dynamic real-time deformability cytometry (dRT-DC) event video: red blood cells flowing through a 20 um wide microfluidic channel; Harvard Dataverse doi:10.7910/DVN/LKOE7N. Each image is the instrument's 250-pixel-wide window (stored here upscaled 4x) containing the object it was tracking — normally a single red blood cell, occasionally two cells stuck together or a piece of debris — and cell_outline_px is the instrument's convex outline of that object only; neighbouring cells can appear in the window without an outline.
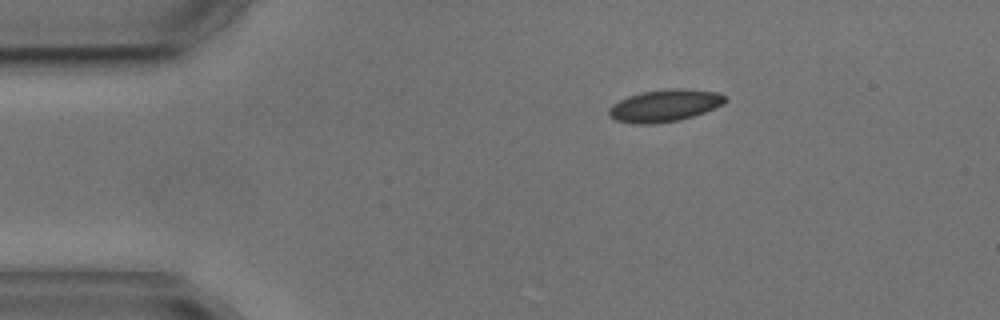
{"species": "common noctule bat (a hibernating species)", "species_latin": "Nyctalus noctula", "temperature_condition": "cold", "stored_images_in_passage": 3, "camera_frame_rate_fps": 3000, "um_per_image_px": 0.085, "animal": {"sex": "male", "body_mass_g": 17.9, "forearm_length_mm": 54.2}, "frame": {"image": 1, "passage_image": 1, "time_ms": 0.0, "image_size_px": [1000, 320], "cell_outline_px": [[728, 100], [724, 104], [704, 112], [692, 116], [676, 120], [652, 124], [636, 124], [616, 120], [608, 116], [608, 108], [612, 104], [628, 96], [644, 92], [668, 88], [688, 88], [720, 92], [728, 96]], "centroid_in_image_um": [56.54, 8.95], "position_along_channel_um": 28.5, "area_um2": 21.96}}
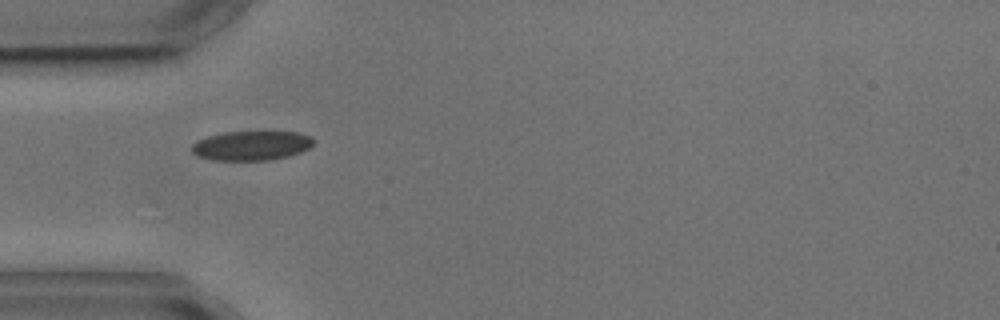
{"frame": {"image": 2, "passage_image": 3, "time_ms": 2.333, "image_size_px": [1000, 320], "cell_outline_px": [[316, 140], [308, 148], [300, 152], [288, 156], [272, 160], [212, 160], [196, 156], [192, 152], [192, 144], [196, 140], [208, 136], [224, 132], [296, 132], [312, 136]], "centroid_in_image_um": [21.36, 12.38], "position_along_channel_um": 63.6, "area_um2": 20.98}}